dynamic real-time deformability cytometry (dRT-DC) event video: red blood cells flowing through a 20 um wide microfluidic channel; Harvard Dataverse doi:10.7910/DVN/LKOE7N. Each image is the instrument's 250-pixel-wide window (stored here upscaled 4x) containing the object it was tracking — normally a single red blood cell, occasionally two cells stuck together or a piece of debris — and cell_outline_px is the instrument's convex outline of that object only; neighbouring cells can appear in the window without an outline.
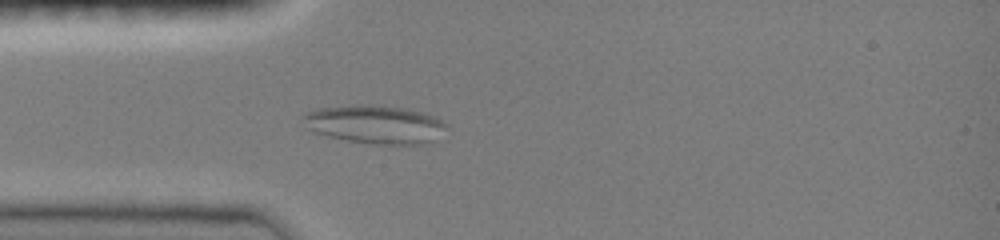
{"species": "common noctule bat (a hibernating species)", "species_latin": "Nyctalus noctula", "temperature_condition": "room temperature", "stored_images_in_passage": 47, "camera_frame_rate_fps": 3000, "um_per_image_px": 0.085, "animal": {"sex": "female", "body_mass_g": 19.0, "forearm_length_mm": 51.5}, "frame": {"image": 1, "passage_image": 8, "time_ms": 2.333, "image_size_px": [1000, 240], "cell_outline_px": [[448, 124], [428, 144], [372, 144], [348, 140], [328, 136], [312, 132], [308, 128], [300, 116], [316, 108], [356, 104], [368, 104], [404, 108], [420, 112], [432, 116]], "centroid_in_image_um": [31.8, 10.56], "position_along_channel_um": 53.2, "area_um2": 31.85}}
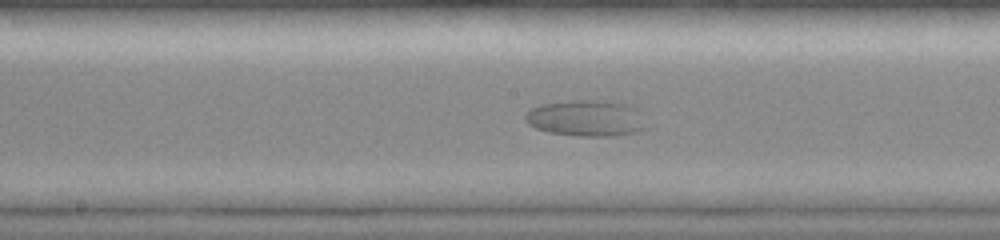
{"frame": {"image": 2, "passage_image": 21, "time_ms": 6.667, "image_size_px": [1000, 240], "cell_outline_px": [[652, 124], [648, 128], [636, 132], [616, 136], [576, 136], [548, 132], [536, 128], [528, 124], [524, 120], [524, 116], [532, 108], [544, 104], [572, 100], [604, 100], [628, 104], [640, 108]], "centroid_in_image_um": [49.98, 10.05], "position_along_channel_um": 198.2, "area_um2": 26.41}}
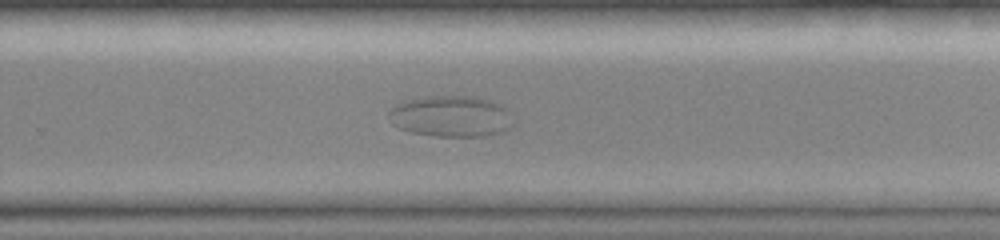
{"frame": {"image": 3, "passage_image": 29, "time_ms": 9.333, "image_size_px": [1000, 240], "cell_outline_px": [[516, 124], [504, 132], [484, 136], [436, 136], [412, 132], [400, 128], [392, 124], [388, 112], [396, 104], [404, 100], [428, 96], [472, 96], [488, 100], [500, 104], [508, 108]], "centroid_in_image_um": [38.39, 9.88], "position_along_channel_um": 291.4, "area_um2": 30.17}}